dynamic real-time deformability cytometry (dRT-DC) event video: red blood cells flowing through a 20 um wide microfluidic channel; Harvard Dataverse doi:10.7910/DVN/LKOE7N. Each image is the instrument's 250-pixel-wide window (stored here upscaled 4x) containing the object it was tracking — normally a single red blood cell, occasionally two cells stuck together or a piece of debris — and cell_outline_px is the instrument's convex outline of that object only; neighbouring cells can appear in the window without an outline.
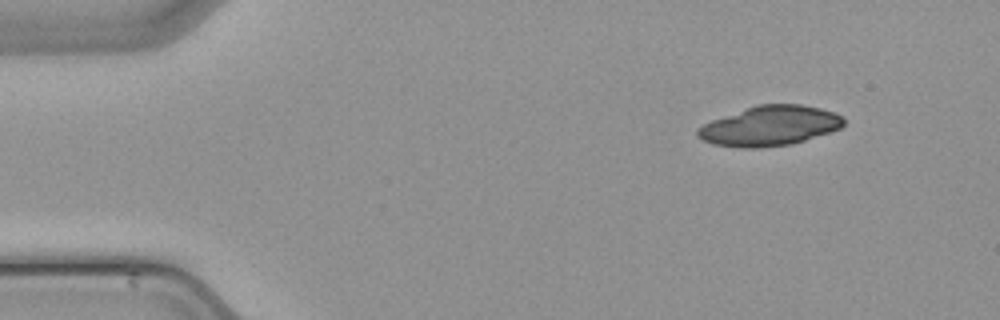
{"species": "common noctule bat (a hibernating species)", "species_latin": "Nyctalus noctula", "temperature_condition": "warm", "stored_images_in_passage": 4, "camera_frame_rate_fps": 3000, "um_per_image_px": 0.085, "animal": {"sex": "female", "body_mass_g": 22.7, "forearm_length_mm": 54.2}, "frame": {"image": 1, "passage_image": 1, "time_ms": 0.0, "image_size_px": [1000, 320], "cell_outline_px": [[844, 124], [840, 128], [792, 144], [760, 148], [740, 148], [712, 144], [700, 140], [696, 136], [696, 128], [712, 120], [756, 104], [800, 104], [820, 108], [836, 112], [844, 116]], "centroid_in_image_um": [65.4, 10.7], "position_along_channel_um": 19.6, "area_um2": 34.16}}